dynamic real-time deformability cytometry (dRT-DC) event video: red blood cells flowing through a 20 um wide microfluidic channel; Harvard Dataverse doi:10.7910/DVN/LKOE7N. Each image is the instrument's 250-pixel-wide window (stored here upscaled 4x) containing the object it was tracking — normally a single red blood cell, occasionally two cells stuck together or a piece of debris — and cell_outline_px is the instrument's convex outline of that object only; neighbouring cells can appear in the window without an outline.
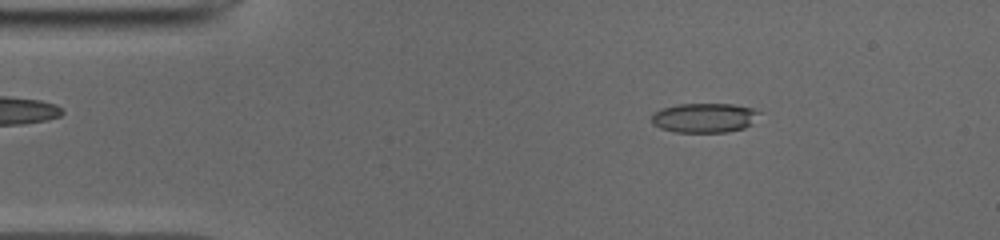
{"species": "common noctule bat (a hibernating species)", "species_latin": "Nyctalus noctula", "temperature_condition": "cold", "stored_images_in_passage": 50, "camera_frame_rate_fps": 3000, "um_per_image_px": 0.085, "animal": {"sex": "male", "body_mass_g": 19.0, "forearm_length_mm": 50.8}, "frame": {"image": 1, "passage_image": 7, "time_ms": 2.0, "image_size_px": [1000, 240], "cell_outline_px": [[760, 112], [752, 124], [744, 128], [728, 132], [676, 132], [660, 128], [652, 124], [652, 116], [660, 108], [680, 104], [736, 104], [752, 108]], "centroid_in_image_um": [59.88, 10.01], "position_along_channel_um": 25.1, "area_um2": 18.55}}
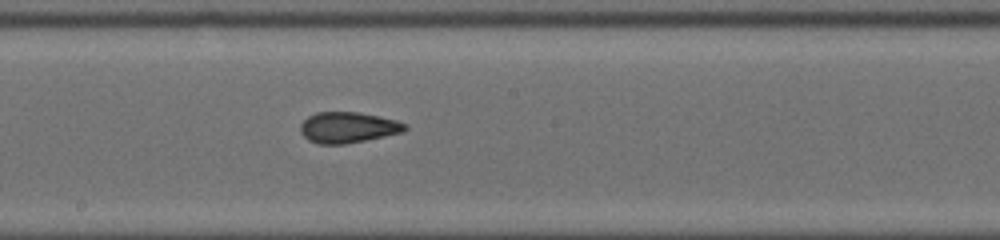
{"frame": {"image": 2, "passage_image": 26, "time_ms": 8.333, "image_size_px": [1000, 240], "cell_outline_px": [[408, 128], [404, 132], [344, 144], [320, 144], [308, 140], [300, 132], [300, 124], [308, 116], [316, 112], [360, 112], [380, 116], [396, 120], [408, 124]], "centroid_in_image_um": [29.59, 10.82], "position_along_channel_um": 218.6, "area_um2": 18.9}}
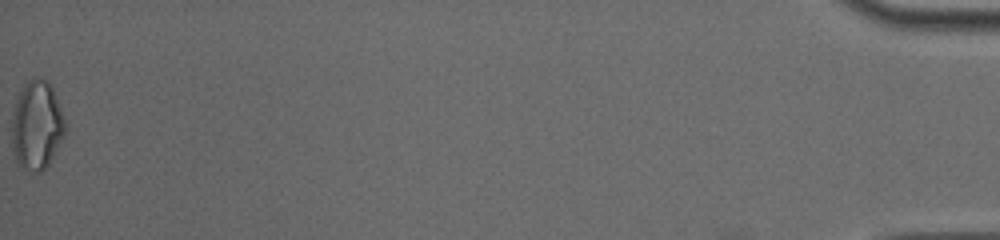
{"frame": {"image": 3, "passage_image": 50, "time_ms": 16.333, "image_size_px": [1000, 240], "cell_outline_px": [[68, 124], [64, 136], [48, 164], [40, 172], [36, 172], [20, 168], [16, 160], [12, 148], [12, 116], [16, 100], [24, 84], [28, 80], [36, 76], [44, 80], [52, 88]], "centroid_in_image_um": [3.13, 10.66], "position_along_channel_um": 432.1, "area_um2": 27.69}, "authors_computed_cell_mechanics": {"area_um2": 18.9295, "velocity_mm_per_s": 3.9638, "shape_relaxation_time_tau1_ms": null, "shape_relaxation_time_tau2_ms": 1.6993, "deformation_change_tau1": null, "deformation_change_tau2": 0.0861}}